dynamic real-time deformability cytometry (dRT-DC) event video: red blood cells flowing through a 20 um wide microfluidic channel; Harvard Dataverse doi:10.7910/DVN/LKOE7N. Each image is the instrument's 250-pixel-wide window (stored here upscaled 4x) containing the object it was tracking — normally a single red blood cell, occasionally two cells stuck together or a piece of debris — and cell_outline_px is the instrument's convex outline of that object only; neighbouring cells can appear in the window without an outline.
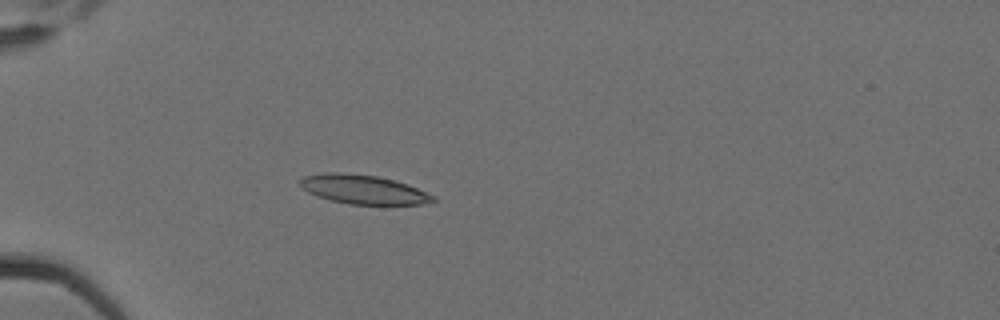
{"species": "Egyptian fruit bat (a non-hibernating species)", "species_latin": "Rousettus aegyptiacus", "temperature_condition": "cold", "stored_images_in_passage": 5, "camera_frame_rate_fps": 3000, "um_per_image_px": 0.085, "animal": {"sex": "female"}, "frame": {"image": 1, "passage_image": 5, "time_ms": 1.333, "image_size_px": [1000, 320], "cell_outline_px": [[436, 200], [420, 204], [348, 204], [316, 196], [308, 192], [300, 184], [300, 180], [304, 176], [324, 172], [340, 172], [376, 176], [396, 180], [436, 196]], "centroid_in_image_um": [30.87, 16.09], "position_along_channel_um": 54.1, "area_um2": 22.31}}